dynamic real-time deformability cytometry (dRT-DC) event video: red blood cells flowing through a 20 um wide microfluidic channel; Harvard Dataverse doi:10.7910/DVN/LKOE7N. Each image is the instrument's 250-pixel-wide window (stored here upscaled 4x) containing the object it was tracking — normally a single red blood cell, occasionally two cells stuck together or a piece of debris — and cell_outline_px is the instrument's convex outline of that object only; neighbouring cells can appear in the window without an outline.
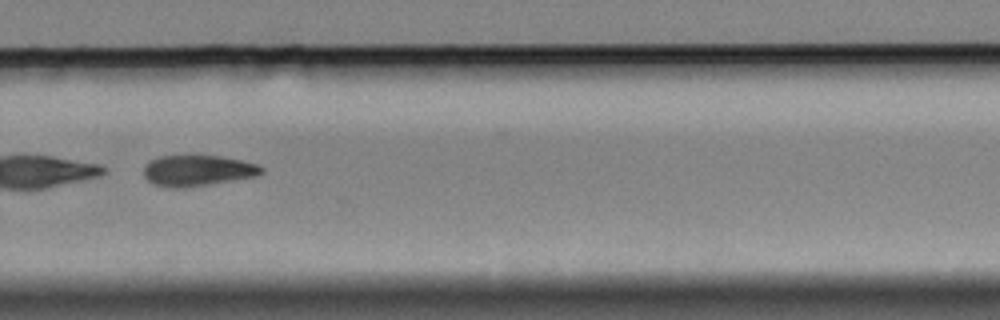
{"species": "Egyptian fruit bat (a non-hibernating species)", "species_latin": "Rousettus aegyptiacus", "temperature_condition": "cold", "stored_images_in_passage": 44, "camera_frame_rate_fps": 3000, "um_per_image_px": 0.085, "animal": {"sex": "female"}, "frame": {"image": 1, "passage_image": 26, "time_ms": 8.333, "image_size_px": [1000, 320], "cell_outline_px": [[264, 172], [256, 176], [184, 188], [168, 188], [152, 184], [144, 176], [144, 164], [160, 156], [220, 156], [240, 160], [256, 164], [264, 168]], "centroid_in_image_um": [16.76, 14.51], "position_along_channel_um": 313.0, "area_um2": 21.1}, "authors_computed_cell_mechanics": {"area_um2": 22.253, "velocity_mm_per_s": 3.3315, "shape_relaxation_time_tau1_ms": 0.8685, "shape_relaxation_time_tau2_ms": null, "deformation_change_tau1": 0.2641, "deformation_change_tau2": null}}